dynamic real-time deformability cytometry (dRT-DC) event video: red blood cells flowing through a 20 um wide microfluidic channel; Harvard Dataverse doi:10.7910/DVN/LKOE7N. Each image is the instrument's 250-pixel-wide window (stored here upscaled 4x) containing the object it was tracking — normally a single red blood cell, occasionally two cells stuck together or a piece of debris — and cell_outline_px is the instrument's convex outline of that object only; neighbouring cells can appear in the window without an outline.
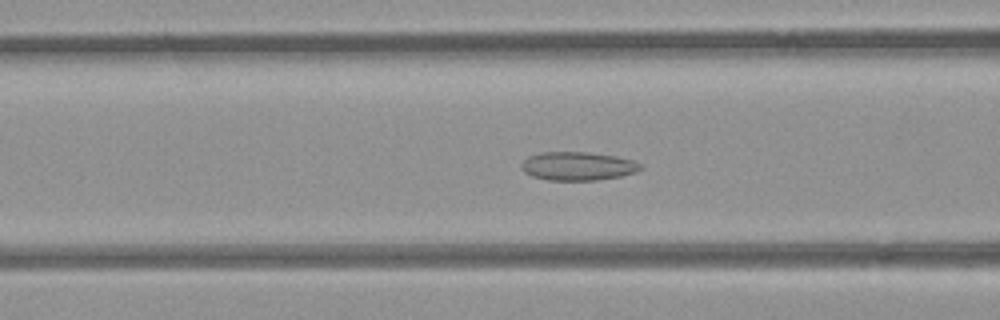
{"species": "common noctule bat (a hibernating species)", "species_latin": "Nyctalus noctula", "temperature_condition": "room temperature", "stored_images_in_passage": 49, "camera_frame_rate_fps": 3000, "um_per_image_px": 0.085, "animal": {"sex": "female", "body_mass_g": 21.9}, "frame": {"image": 1, "passage_image": 17, "time_ms": 5.333, "image_size_px": [1000, 320], "cell_outline_px": [[644, 168], [636, 172], [620, 176], [596, 180], [548, 180], [532, 176], [524, 172], [520, 168], [520, 164], [528, 156], [540, 152], [588, 152], [616, 156], [632, 160], [644, 164]], "centroid_in_image_um": [49.12, 14.11], "position_along_channel_um": 117.5, "area_um2": 20.0}}
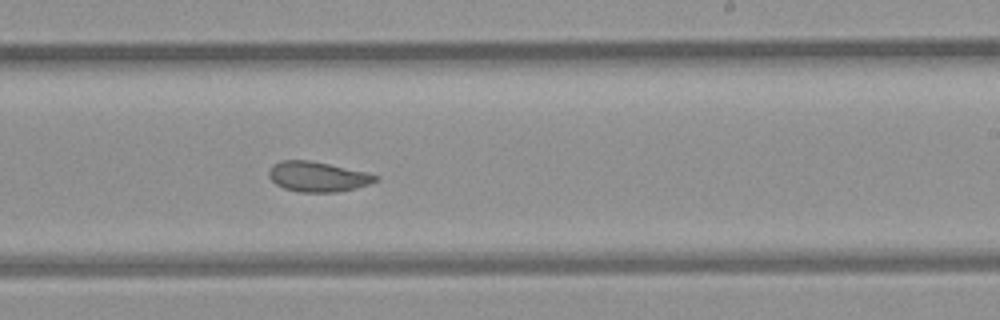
{"frame": {"image": 2, "passage_image": 28, "time_ms": 9.0, "image_size_px": [1000, 320], "cell_outline_px": [[380, 180], [356, 188], [336, 192], [300, 192], [284, 188], [276, 184], [268, 176], [268, 172], [272, 164], [280, 160], [308, 160], [368, 172], [380, 176]], "centroid_in_image_um": [27.01, 15.01], "position_along_channel_um": 262.0, "area_um2": 18.79}}
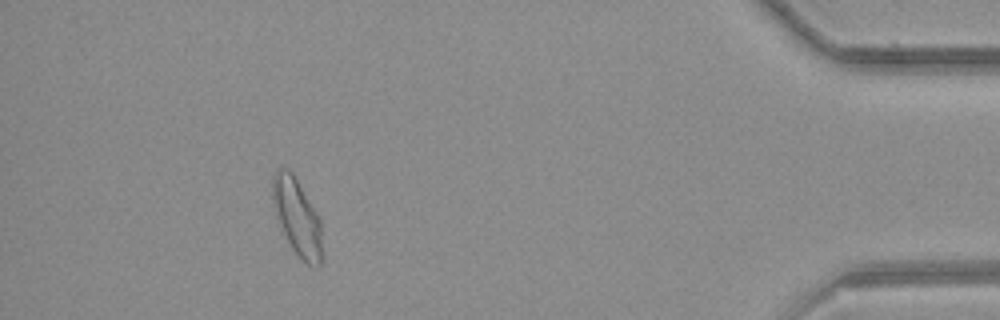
{"frame": {"image": 3, "passage_image": 44, "time_ms": 14.333, "image_size_px": [1000, 320], "cell_outline_px": [[320, 264], [316, 268], [308, 264], [292, 248], [276, 216], [272, 204], [272, 176], [280, 168], [288, 168], [292, 172], [320, 216]], "centroid_in_image_um": [25.23, 18.38], "position_along_channel_um": 410.0, "area_um2": 21.73}, "authors_computed_cell_mechanics": {"area_um2": 20.1722, "velocity_mm_per_s": 3.9417, "shape_relaxation_time_tau1_ms": null, "shape_relaxation_time_tau2_ms": 2.0232, "deformation_change_tau1": null, "deformation_change_tau2": 0.0703}}